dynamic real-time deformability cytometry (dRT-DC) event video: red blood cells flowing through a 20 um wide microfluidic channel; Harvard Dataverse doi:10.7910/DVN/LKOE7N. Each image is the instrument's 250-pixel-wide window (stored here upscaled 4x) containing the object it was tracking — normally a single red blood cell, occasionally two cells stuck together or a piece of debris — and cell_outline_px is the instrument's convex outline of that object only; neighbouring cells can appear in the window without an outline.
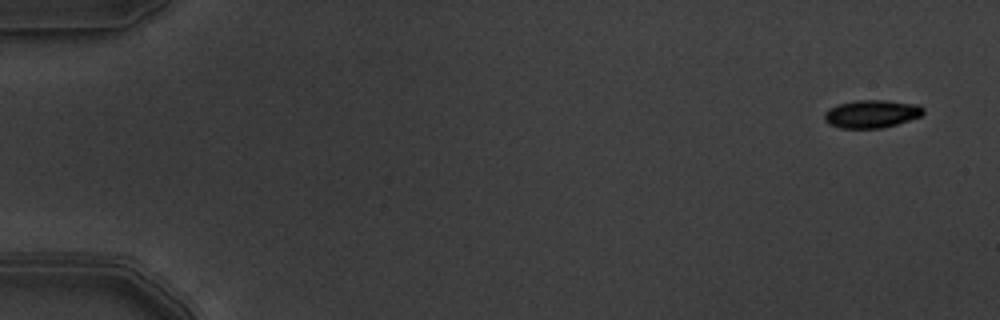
{"species": "common noctule bat (a hibernating species)", "species_latin": "Nyctalus noctula", "temperature_condition": "warm", "stored_images_in_passage": 5, "camera_frame_rate_fps": 3000, "um_per_image_px": 0.085, "animal": {"sex": "male", "body_mass_g": 19.5, "forearm_length_mm": 54.6}, "frame": {"image": 1, "passage_image": 1, "time_ms": 0.0, "image_size_px": [1000, 320], "cell_outline_px": [[924, 112], [920, 116], [896, 124], [880, 128], [840, 128], [828, 124], [824, 120], [824, 112], [828, 108], [836, 104], [856, 100], [888, 100], [920, 104], [924, 108]], "centroid_in_image_um": [74.06, 9.66], "position_along_channel_um": 10.9, "area_um2": 16.3}}
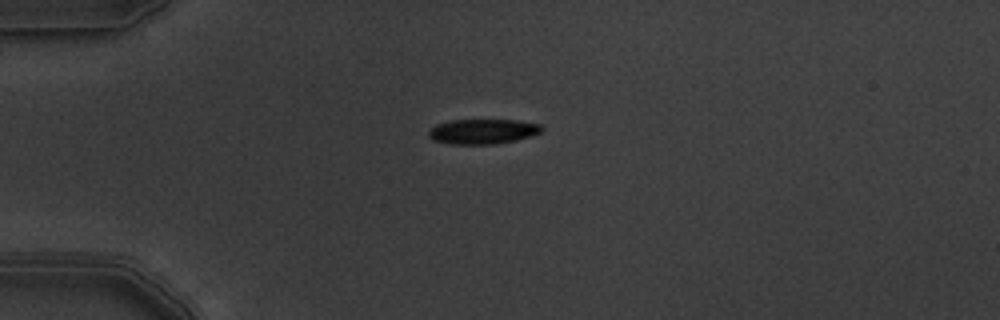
{"frame": {"image": 2, "passage_image": 4, "time_ms": 1.0, "image_size_px": [1000, 320], "cell_outline_px": [[544, 128], [540, 132], [516, 140], [492, 144], [448, 144], [432, 140], [428, 136], [428, 132], [436, 124], [452, 120], [516, 120], [540, 124]], "centroid_in_image_um": [41.0, 11.17], "position_along_channel_um": 44.0, "area_um2": 16.36}}